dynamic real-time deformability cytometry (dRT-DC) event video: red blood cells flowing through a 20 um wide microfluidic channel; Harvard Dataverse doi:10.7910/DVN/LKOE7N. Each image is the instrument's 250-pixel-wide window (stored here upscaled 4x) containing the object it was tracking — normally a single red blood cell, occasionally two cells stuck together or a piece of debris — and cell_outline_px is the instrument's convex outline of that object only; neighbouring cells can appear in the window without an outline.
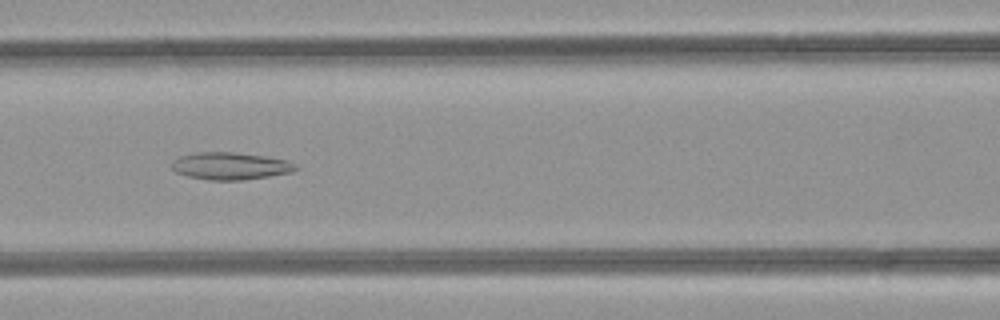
{"species": "common noctule bat (a hibernating species)", "species_latin": "Nyctalus noctula", "temperature_condition": "room temperature", "stored_images_in_passage": 43, "camera_frame_rate_fps": 3000, "um_per_image_px": 0.085, "animal": {"sex": "female", "body_mass_g": 21.9}, "frame": {"image": 1, "passage_image": 15, "time_ms": 4.667, "image_size_px": [1000, 320], "cell_outline_px": [[300, 168], [292, 172], [244, 180], [208, 180], [188, 176], [176, 172], [172, 168], [172, 160], [180, 156], [196, 152], [232, 152], [268, 156], [288, 160], [296, 164]], "centroid_in_image_um": [19.61, 14.1], "position_along_channel_um": 147.0, "area_um2": 19.88}}
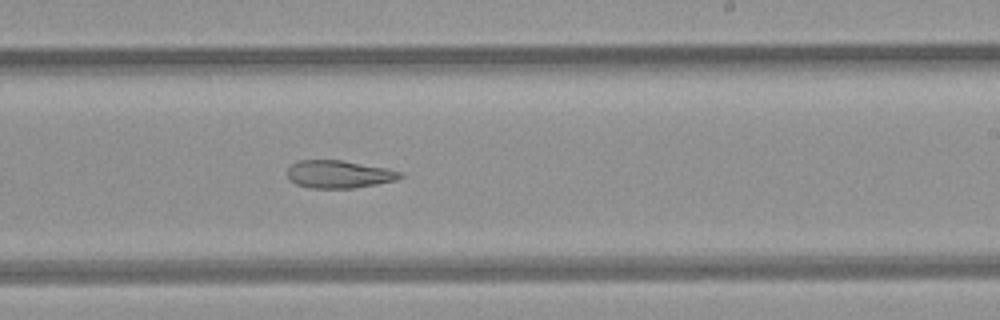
{"frame": {"image": 2, "passage_image": 23, "time_ms": 7.333, "image_size_px": [1000, 320], "cell_outline_px": [[404, 176], [396, 180], [376, 184], [352, 188], [308, 188], [296, 184], [288, 180], [288, 168], [292, 164], [300, 160], [340, 160], [388, 168], [404, 172]], "centroid_in_image_um": [28.82, 14.81], "position_along_channel_um": 260.2, "area_um2": 18.32}}
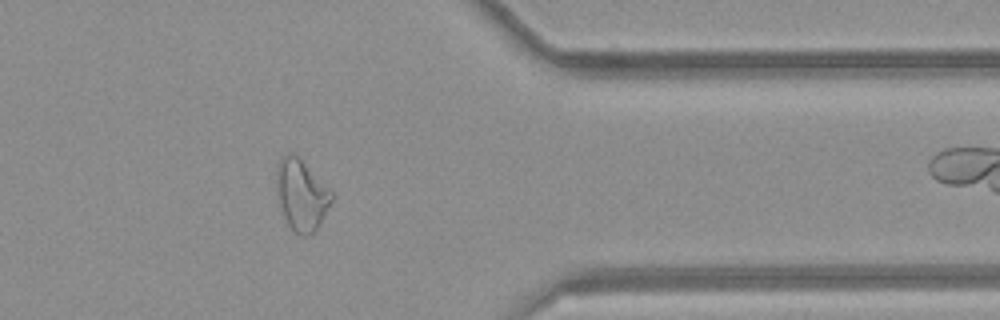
{"frame": {"image": 3, "passage_image": 33, "time_ms": 10.667, "image_size_px": [1000, 320], "cell_outline_px": [[332, 200], [320, 224], [312, 232], [304, 236], [296, 232], [288, 224], [284, 216], [280, 204], [276, 188], [276, 172], [280, 160], [284, 152], [292, 152], [332, 192]], "centroid_in_image_um": [25.59, 16.56], "position_along_channel_um": 385.8, "area_um2": 22.08}, "authors_computed_cell_mechanics": {"area_um2": 22.0796, "velocity_mm_per_s": 4.2618, "shape_relaxation_time_tau1_ms": null, "shape_relaxation_time_tau2_ms": 8.1936, "deformation_change_tau1": null, "deformation_change_tau2": 0.2197}}